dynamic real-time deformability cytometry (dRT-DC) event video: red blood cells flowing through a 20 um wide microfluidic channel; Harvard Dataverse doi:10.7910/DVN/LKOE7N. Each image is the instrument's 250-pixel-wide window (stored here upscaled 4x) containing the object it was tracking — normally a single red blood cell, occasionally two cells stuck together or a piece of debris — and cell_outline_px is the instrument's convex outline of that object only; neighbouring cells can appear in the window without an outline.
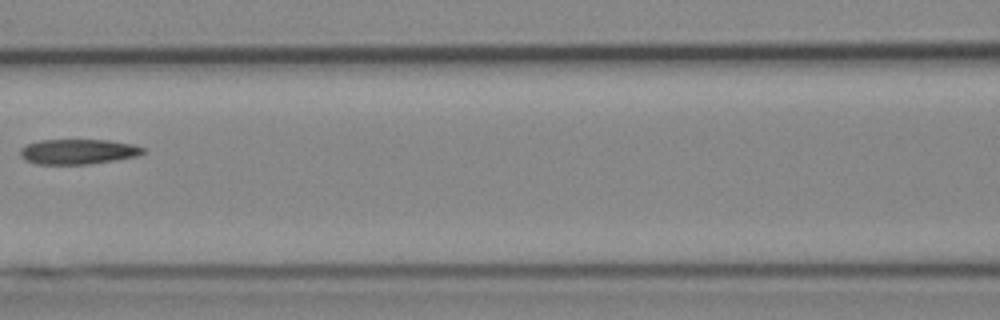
{"species": "Egyptian fruit bat (a non-hibernating species)", "species_latin": "Rousettus aegyptiacus", "temperature_condition": "cold", "stored_images_in_passage": 8, "camera_frame_rate_fps": 3000, "um_per_image_px": 0.085, "animal": {"sex": "female"}, "frame": {"image": 1, "passage_image": 6, "time_ms": 7.0, "image_size_px": [1000, 320], "cell_outline_px": [[144, 152], [136, 156], [116, 160], [88, 164], [36, 164], [24, 160], [20, 156], [20, 148], [24, 144], [40, 140], [108, 140], [132, 144], [144, 148]], "centroid_in_image_um": [6.57, 12.89], "position_along_channel_um": 160.0, "area_um2": 18.03}}
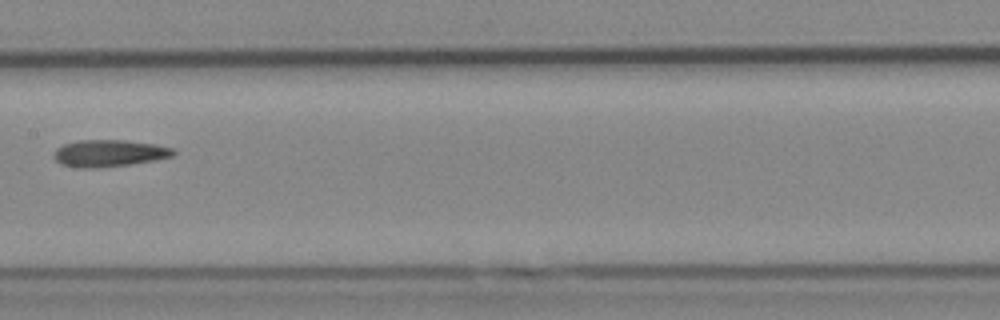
{"frame": {"image": 2, "passage_image": 7, "time_ms": 8.0, "image_size_px": [1000, 320], "cell_outline_px": [[176, 152], [172, 156], [132, 164], [96, 168], [80, 168], [60, 164], [52, 156], [52, 152], [56, 148], [64, 144], [76, 140], [124, 140], [156, 144], [172, 148]], "centroid_in_image_um": [9.22, 13.02], "position_along_channel_um": 198.2, "area_um2": 18.84}}